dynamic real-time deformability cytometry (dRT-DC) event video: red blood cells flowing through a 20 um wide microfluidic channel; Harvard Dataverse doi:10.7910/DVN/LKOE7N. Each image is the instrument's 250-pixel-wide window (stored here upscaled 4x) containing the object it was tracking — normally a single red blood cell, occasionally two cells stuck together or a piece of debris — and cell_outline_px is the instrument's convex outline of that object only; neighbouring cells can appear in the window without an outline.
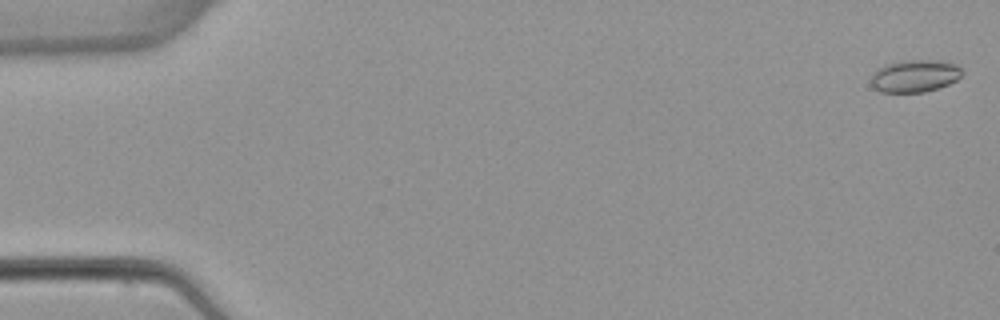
{"species": "common noctule bat (a hibernating species)", "species_latin": "Nyctalus noctula", "temperature_condition": "warm", "stored_images_in_passage": 5, "camera_frame_rate_fps": 3000, "um_per_image_px": 0.085, "animal": {"sex": "female", "body_mass_g": 22.7, "forearm_length_mm": 54.2}, "frame": {"image": 1, "passage_image": 1, "time_ms": 0.0, "image_size_px": [1000, 320], "cell_outline_px": [[964, 72], [956, 80], [948, 84], [924, 92], [880, 92], [872, 88], [872, 76], [876, 68], [884, 64], [904, 60], [944, 60], [956, 64]], "centroid_in_image_um": [77.74, 6.44], "position_along_channel_um": 7.3, "area_um2": 17.34}}